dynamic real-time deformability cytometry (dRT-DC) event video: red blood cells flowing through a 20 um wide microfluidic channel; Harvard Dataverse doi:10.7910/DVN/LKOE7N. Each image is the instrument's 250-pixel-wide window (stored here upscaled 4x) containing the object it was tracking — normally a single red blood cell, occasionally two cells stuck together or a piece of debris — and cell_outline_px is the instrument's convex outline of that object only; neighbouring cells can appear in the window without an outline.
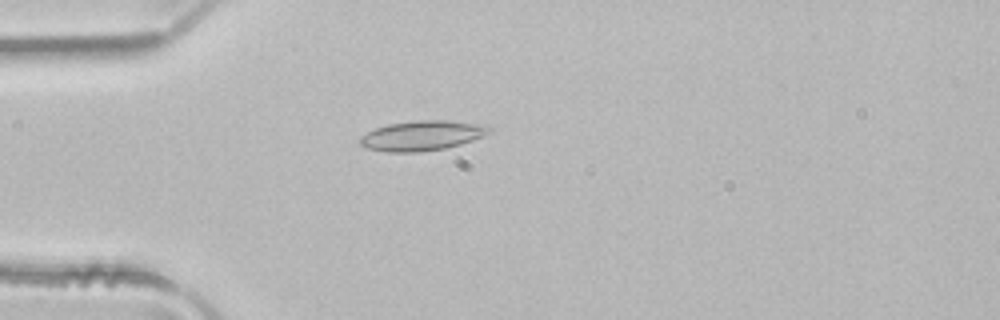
{"species": "common noctule bat (a hibernating species)", "species_latin": "Nyctalus noctula", "temperature_condition": "room temperature", "stored_images_in_passage": 2, "camera_frame_rate_fps": 3000, "um_per_image_px": 0.085, "animal": {"sex": "male", "body_mass_g": 21.5, "forearm_length_mm": 52.0}, "frame": {"image": 1, "passage_image": 2, "time_ms": 0.333, "image_size_px": [1000, 320], "cell_outline_px": [[492, 128], [488, 132], [472, 140], [460, 144], [444, 148], [416, 152], [388, 152], [368, 148], [360, 144], [360, 136], [376, 128], [388, 124], [420, 120], [448, 120], [472, 124]], "centroid_in_image_um": [35.79, 11.53], "position_along_channel_um": 49.2, "area_um2": 21.85}}